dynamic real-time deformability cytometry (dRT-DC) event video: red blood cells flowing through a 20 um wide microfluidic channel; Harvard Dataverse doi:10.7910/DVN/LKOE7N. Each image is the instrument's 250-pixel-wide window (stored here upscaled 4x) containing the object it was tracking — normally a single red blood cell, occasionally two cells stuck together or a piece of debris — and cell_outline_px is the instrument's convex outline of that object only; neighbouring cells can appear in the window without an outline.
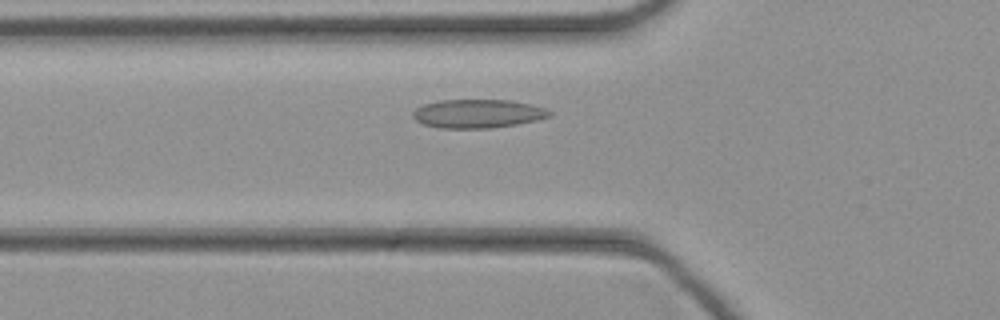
{"species": "common noctule bat (a hibernating species)", "species_latin": "Nyctalus noctula", "temperature_condition": "cold", "stored_images_in_passage": 38, "camera_frame_rate_fps": 3000, "um_per_image_px": 0.085, "animal": {"sex": "female", "body_mass_g": 21.9}, "frame": {"image": 1, "passage_image": 10, "time_ms": 3.0, "image_size_px": [1000, 320], "cell_outline_px": [[552, 116], [536, 120], [516, 124], [488, 128], [440, 128], [424, 124], [416, 120], [412, 116], [412, 112], [416, 108], [424, 104], [440, 100], [508, 100], [532, 104], [544, 108], [552, 112]], "centroid_in_image_um": [40.61, 9.65], "position_along_channel_um": 85.2, "area_um2": 22.72}}
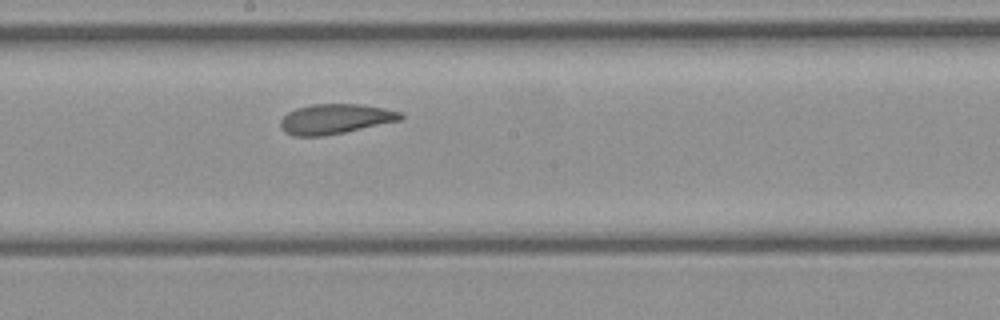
{"frame": {"image": 2, "passage_image": 19, "time_ms": 6.0, "image_size_px": [1000, 320], "cell_outline_px": [[404, 116], [400, 120], [344, 132], [324, 136], [292, 136], [284, 132], [280, 128], [280, 120], [288, 112], [296, 108], [312, 104], [360, 104], [384, 108], [400, 112]], "centroid_in_image_um": [28.44, 10.11], "position_along_channel_um": 219.8, "area_um2": 20.92}}
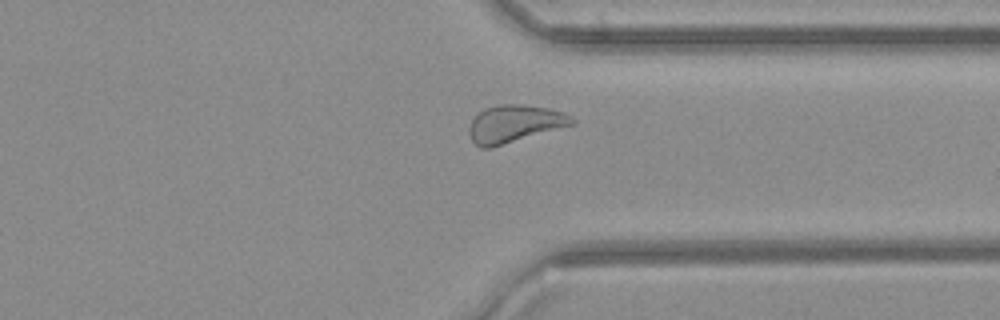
{"frame": {"image": 3, "passage_image": 29, "time_ms": 9.333, "image_size_px": [1000, 320], "cell_outline_px": [[576, 124], [492, 148], [480, 148], [472, 140], [468, 132], [472, 120], [484, 108], [500, 104], [520, 104], [548, 108], [564, 112], [572, 116], [576, 120]], "centroid_in_image_um": [43.77, 10.53], "position_along_channel_um": 367.6, "area_um2": 22.66}}